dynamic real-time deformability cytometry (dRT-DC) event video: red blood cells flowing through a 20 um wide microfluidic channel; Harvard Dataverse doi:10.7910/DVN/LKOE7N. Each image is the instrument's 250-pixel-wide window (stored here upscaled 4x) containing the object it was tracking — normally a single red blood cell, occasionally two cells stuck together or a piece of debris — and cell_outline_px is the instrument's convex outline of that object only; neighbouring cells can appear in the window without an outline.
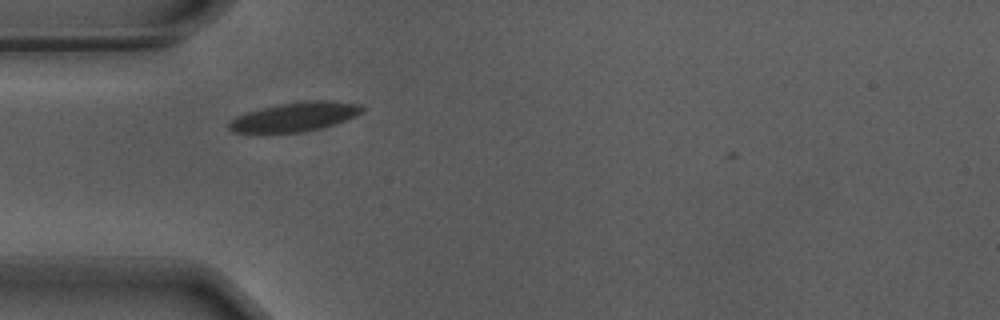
{"species": "Egyptian fruit bat (a non-hibernating species)", "species_latin": "Rousettus aegyptiacus", "temperature_condition": "warm", "stored_images_in_passage": 36, "camera_frame_rate_fps": 3000, "um_per_image_px": 0.085, "animal": {"sex": "male"}, "frame": {"image": 1, "passage_image": 3, "time_ms": 0.667, "image_size_px": [1000, 320], "cell_outline_px": [[364, 112], [356, 116], [336, 124], [320, 128], [300, 132], [232, 132], [228, 128], [228, 124], [236, 116], [248, 112], [280, 104], [320, 100], [332, 100], [360, 104], [364, 108]], "centroid_in_image_um": [25.13, 9.93], "position_along_channel_um": 59.9, "area_um2": 22.25}}
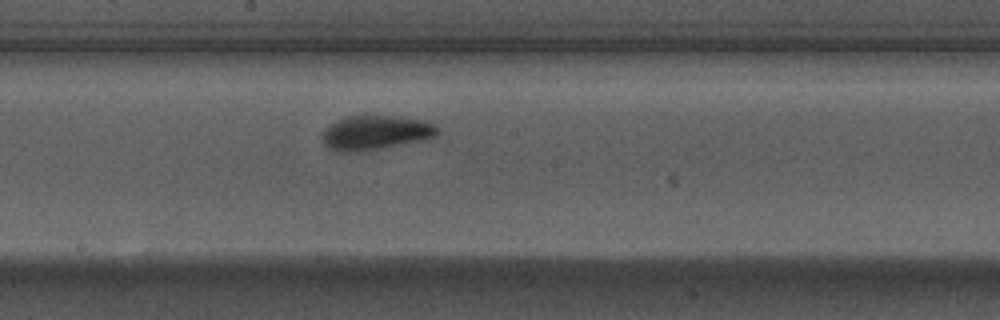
{"frame": {"image": 2, "passage_image": 16, "time_ms": 5.0, "image_size_px": [1000, 320], "cell_outline_px": [[440, 132], [436, 136], [428, 140], [364, 152], [336, 152], [328, 148], [324, 144], [320, 136], [324, 128], [328, 124], [344, 116], [364, 112], [428, 120], [436, 124], [440, 128]], "centroid_in_image_um": [31.93, 11.24], "position_along_channel_um": 216.3, "area_um2": 24.91}}
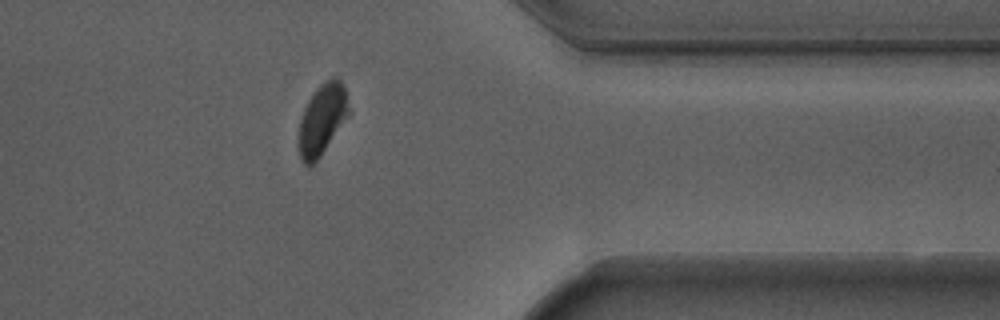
{"frame": {"image": 3, "passage_image": 31, "time_ms": 10.0, "image_size_px": [1000, 320], "cell_outline_px": [[348, 116], [320, 156], [312, 164], [304, 164], [300, 160], [300, 120], [304, 108], [308, 100], [316, 88], [320, 84], [332, 76], [336, 76], [340, 80], [344, 88], [348, 108]], "centroid_in_image_um": [27.38, 10.1], "position_along_channel_um": 384.0, "area_um2": 20.06}}